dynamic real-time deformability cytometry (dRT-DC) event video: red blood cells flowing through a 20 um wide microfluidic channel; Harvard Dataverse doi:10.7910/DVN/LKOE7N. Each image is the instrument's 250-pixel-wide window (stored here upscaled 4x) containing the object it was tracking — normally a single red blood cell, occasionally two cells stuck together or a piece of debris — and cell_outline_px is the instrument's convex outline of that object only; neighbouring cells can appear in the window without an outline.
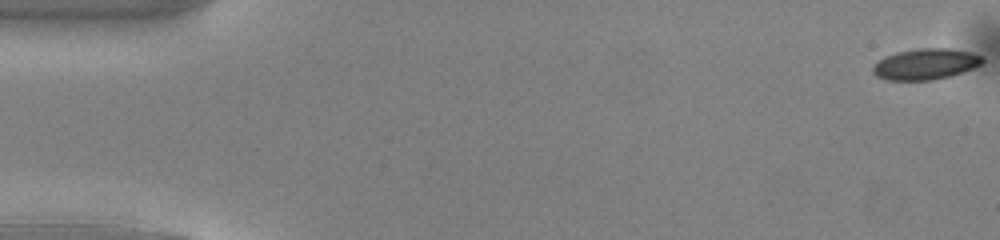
{"species": "common noctule bat (a hibernating species)", "species_latin": "Nyctalus noctula", "temperature_condition": "warm", "stored_images_in_passage": 50, "camera_frame_rate_fps": 3000, "um_per_image_px": 0.085, "animal": {"sex": "male", "body_mass_g": 13.0, "forearm_length_mm": 53.1}, "frame": {"image": 1, "passage_image": 1, "time_ms": 0.0, "image_size_px": [1000, 240], "cell_outline_px": [[984, 60], [980, 64], [972, 68], [948, 76], [932, 80], [884, 80], [876, 76], [872, 72], [872, 68], [884, 56], [896, 52], [920, 48], [948, 48], [972, 52], [980, 56]], "centroid_in_image_um": [78.63, 5.44], "position_along_channel_um": 6.4, "area_um2": 19.59}}
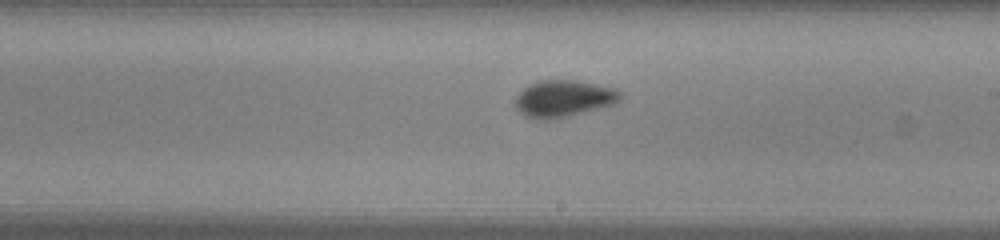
{"frame": {"image": 2, "passage_image": 29, "time_ms": 9.333, "image_size_px": [1000, 240], "cell_outline_px": [[624, 96], [620, 100], [612, 104], [568, 116], [552, 120], [536, 120], [524, 116], [516, 108], [516, 92], [528, 84], [540, 80], [576, 80], [616, 88], [624, 92]], "centroid_in_image_um": [47.88, 8.37], "position_along_channel_um": 241.1, "area_um2": 22.89}}
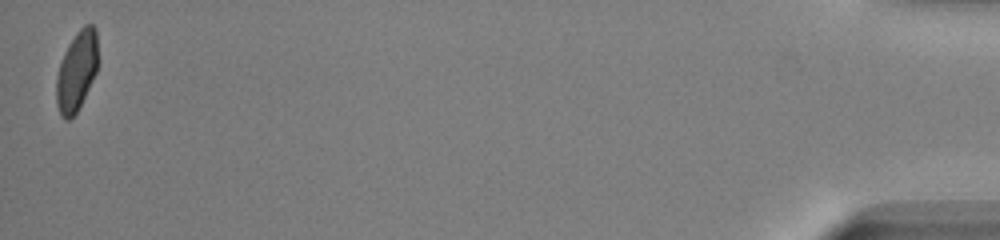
{"frame": {"image": 3, "passage_image": 50, "time_ms": 16.333, "image_size_px": [1000, 240], "cell_outline_px": [[96, 72], [76, 112], [68, 120], [64, 120], [60, 116], [56, 104], [56, 76], [64, 52], [68, 44], [76, 32], [84, 24], [92, 24], [96, 28]], "centroid_in_image_um": [6.48, 6.03], "position_along_channel_um": 428.7, "area_um2": 19.02}, "authors_computed_cell_mechanics": {"area_um2": 20.7791, "velocity_mm_per_s": 4.1044, "shape_relaxation_time_tau1_ms": 2.9632, "shape_relaxation_time_tau2_ms": 1.1629, "deformation_change_tau1": 0.1084, "deformation_change_tau2": 0.054}}